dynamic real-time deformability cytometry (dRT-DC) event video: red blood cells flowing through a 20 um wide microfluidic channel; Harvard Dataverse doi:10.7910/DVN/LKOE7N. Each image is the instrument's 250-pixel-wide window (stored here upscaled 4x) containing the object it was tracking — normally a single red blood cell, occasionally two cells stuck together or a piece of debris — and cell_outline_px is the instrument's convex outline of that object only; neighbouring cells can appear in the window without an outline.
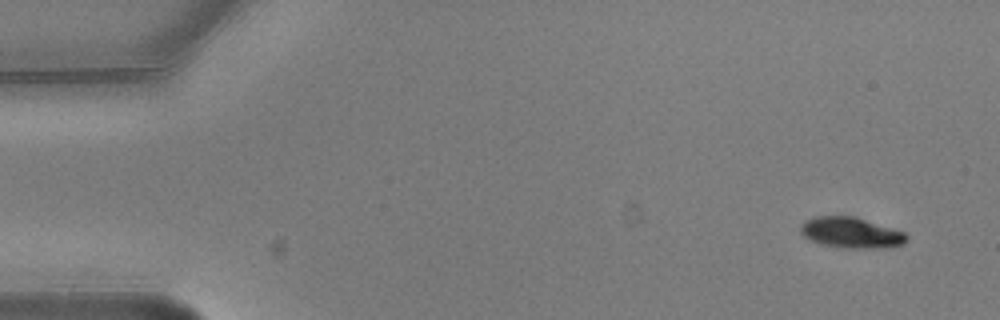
{"species": "common noctule bat (a hibernating species)", "species_latin": "Nyctalus noctula", "temperature_condition": "warm", "stored_images_in_passage": 4, "camera_frame_rate_fps": 3000, "um_per_image_px": 0.085, "animal": {"sex": "male", "body_mass_g": 20.5, "forearm_length_mm": 52.5}, "frame": {"image": 1, "passage_image": 1, "time_ms": 0.0, "image_size_px": [1000, 320], "cell_outline_px": [[908, 240], [904, 244], [884, 248], [844, 248], [820, 244], [804, 236], [800, 232], [800, 224], [804, 220], [812, 216], [856, 216], [904, 232], [908, 236]], "centroid_in_image_um": [72.33, 19.77], "position_along_channel_um": 12.7, "area_um2": 19.25}}
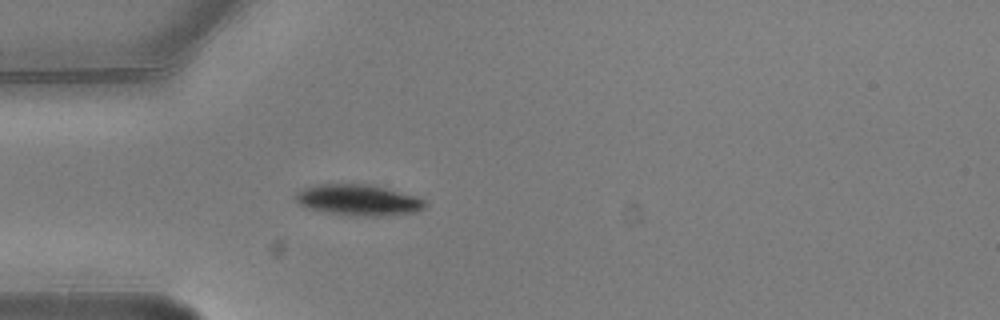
{"frame": {"image": 2, "passage_image": 4, "time_ms": 1.0, "image_size_px": [1000, 320], "cell_outline_px": [[424, 208], [412, 212], [384, 216], [352, 216], [324, 212], [308, 208], [300, 204], [296, 200], [296, 192], [304, 188], [316, 184], [376, 184], [416, 196], [424, 200]], "centroid_in_image_um": [30.45, 16.99], "position_along_channel_um": 54.5, "area_um2": 23.52}}